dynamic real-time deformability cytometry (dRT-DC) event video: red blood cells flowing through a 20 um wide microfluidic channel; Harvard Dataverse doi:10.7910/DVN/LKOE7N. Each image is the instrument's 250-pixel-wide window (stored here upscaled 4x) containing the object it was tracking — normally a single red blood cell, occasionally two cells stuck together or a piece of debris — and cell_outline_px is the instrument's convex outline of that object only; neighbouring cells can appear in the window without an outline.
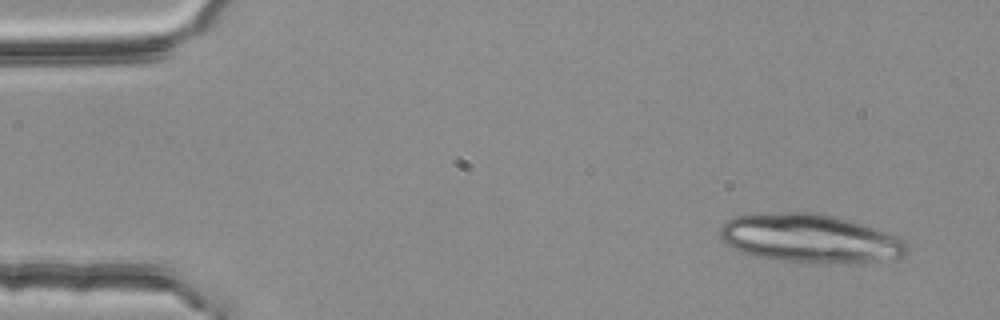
{"species": "common noctule bat (a hibernating species)", "species_latin": "Nyctalus noctula", "temperature_condition": "room temperature", "stored_images_in_passage": 3, "camera_frame_rate_fps": 3000, "um_per_image_px": 0.085, "animal": {"sex": "female", "body_mass_g": 25.1}, "frame": {"image": 1, "passage_image": 1, "time_ms": 0.0, "image_size_px": [1000, 320], "cell_outline_px": [[908, 252], [904, 256], [880, 260], [784, 260], [756, 256], [740, 252], [724, 244], [720, 236], [720, 224], [736, 216], [784, 212], [816, 212], [832, 216], [876, 228], [888, 232], [904, 240], [908, 244]], "centroid_in_image_um": [68.78, 20.22], "position_along_channel_um": 16.2, "area_um2": 51.38}}